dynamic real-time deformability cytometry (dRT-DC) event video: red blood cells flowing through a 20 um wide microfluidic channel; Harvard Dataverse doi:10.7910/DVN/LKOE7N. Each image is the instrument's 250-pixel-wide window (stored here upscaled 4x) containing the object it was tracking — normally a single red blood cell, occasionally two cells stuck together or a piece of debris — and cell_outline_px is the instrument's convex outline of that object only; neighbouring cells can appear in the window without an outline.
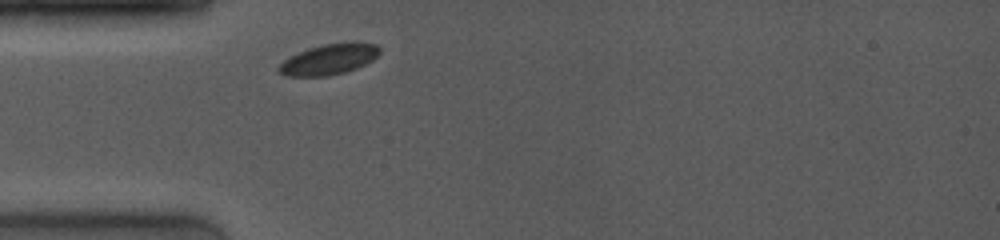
{"species": "common noctule bat (a hibernating species)", "species_latin": "Nyctalus noctula", "temperature_condition": "room temperature", "stored_images_in_passage": 1, "camera_frame_rate_fps": 4000, "um_per_image_px": 0.085, "animal": {"sex": "female", "body_mass_g": 19.0, "forearm_length_mm": 53.3}, "frame": {"image": 1, "passage_image": 1, "time_ms": 0.0, "image_size_px": [1000, 240], "cell_outline_px": [[380, 52], [372, 60], [356, 68], [344, 72], [328, 76], [284, 76], [276, 68], [284, 60], [308, 48], [324, 44], [352, 40], [376, 44], [380, 48]], "centroid_in_image_um": [27.99, 5.02], "position_along_channel_um": 57.0, "area_um2": 18.09}}